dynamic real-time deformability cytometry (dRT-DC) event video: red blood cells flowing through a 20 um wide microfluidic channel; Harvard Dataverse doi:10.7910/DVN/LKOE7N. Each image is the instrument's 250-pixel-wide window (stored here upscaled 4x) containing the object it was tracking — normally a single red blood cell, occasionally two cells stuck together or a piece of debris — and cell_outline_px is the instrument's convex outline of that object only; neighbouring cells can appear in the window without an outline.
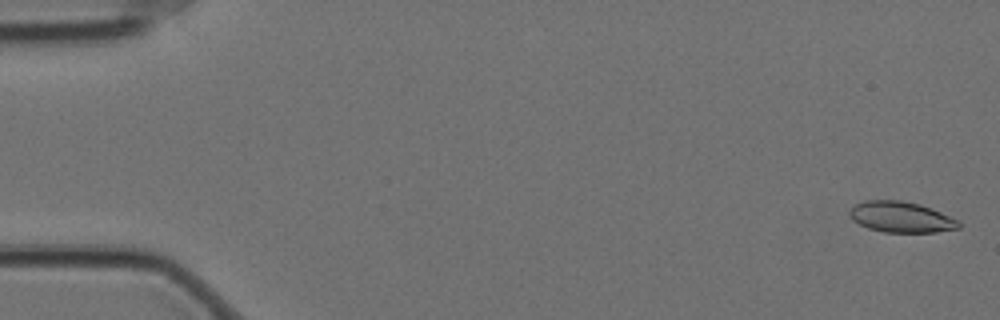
{"species": "Egyptian fruit bat (a non-hibernating species)", "species_latin": "Rousettus aegyptiacus", "temperature_condition": "cold", "stored_images_in_passage": 57, "camera_frame_rate_fps": 3000, "um_per_image_px": 0.085, "animal": {"sex": "female"}, "frame": {"image": 1, "passage_image": 2, "time_ms": 0.333, "image_size_px": [1000, 320], "cell_outline_px": [[960, 228], [936, 232], [884, 232], [868, 228], [852, 220], [848, 212], [856, 204], [864, 200], [900, 200], [920, 204], [932, 208], [960, 220]], "centroid_in_image_um": [76.62, 18.44], "position_along_channel_um": 8.4, "area_um2": 19.71}}
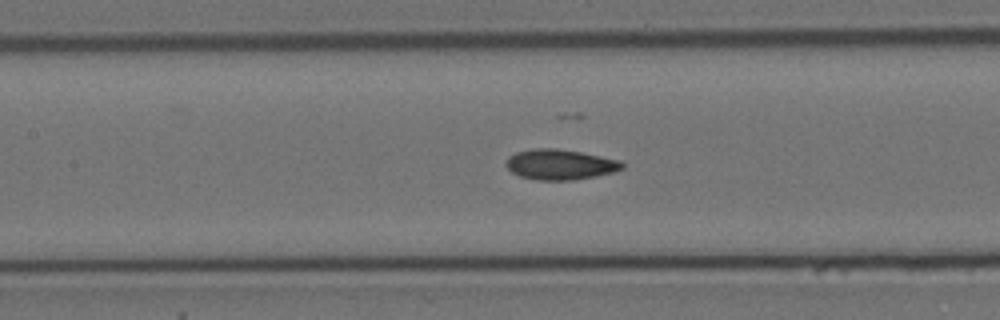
{"frame": {"image": 2, "passage_image": 27, "time_ms": 8.667, "image_size_px": [1000, 320], "cell_outline_px": [[624, 168], [612, 172], [596, 176], [572, 180], [536, 180], [520, 176], [512, 172], [504, 164], [508, 156], [516, 152], [532, 148], [556, 148], [580, 152], [620, 160], [624, 164]], "centroid_in_image_um": [47.58, 13.98], "position_along_channel_um": 159.8, "area_um2": 20.58}}
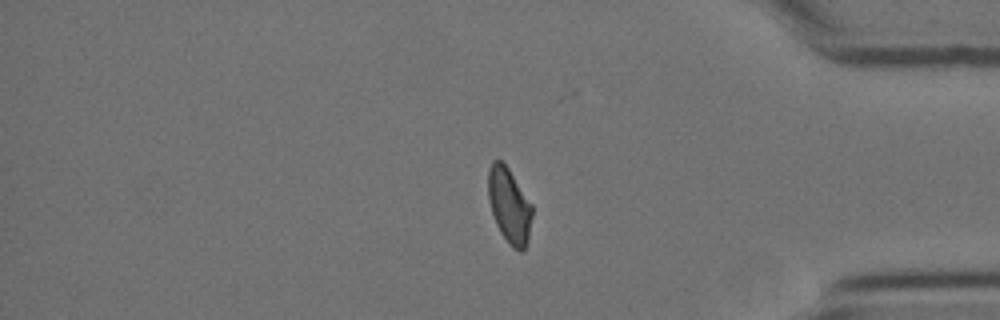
{"frame": {"image": 3, "passage_image": 49, "time_ms": 16.0, "image_size_px": [1000, 320], "cell_outline_px": [[532, 216], [528, 240], [524, 248], [520, 252], [512, 248], [508, 244], [500, 232], [496, 224], [492, 212], [488, 196], [488, 168], [492, 160], [500, 160], [508, 168], [532, 204]], "centroid_in_image_um": [43.28, 17.48], "position_along_channel_um": 391.9, "area_um2": 19.25}}